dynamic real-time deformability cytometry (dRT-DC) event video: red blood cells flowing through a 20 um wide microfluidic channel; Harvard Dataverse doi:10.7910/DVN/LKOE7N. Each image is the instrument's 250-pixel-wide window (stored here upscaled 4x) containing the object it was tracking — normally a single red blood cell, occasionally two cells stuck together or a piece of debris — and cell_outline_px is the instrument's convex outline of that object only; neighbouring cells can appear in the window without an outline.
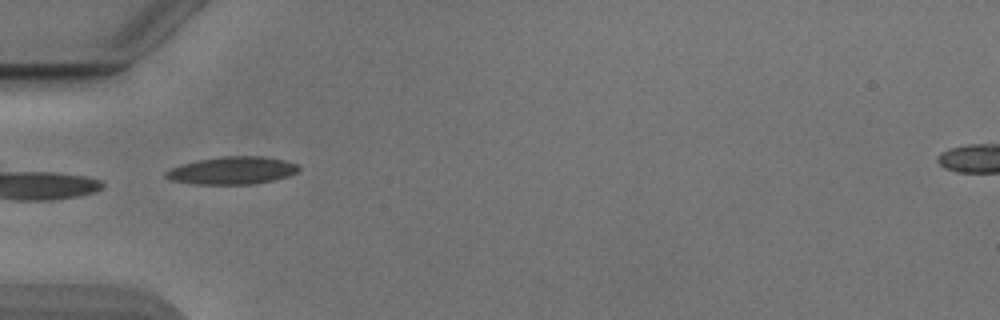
{"species": "Egyptian fruit bat (a non-hibernating species)", "species_latin": "Rousettus aegyptiacus", "temperature_condition": "cold", "stored_images_in_passage": 34, "camera_frame_rate_fps": 3000, "um_per_image_px": 0.085, "animal": {"sex": "male"}, "frame": {"image": 1, "passage_image": 1, "time_ms": 0.0, "image_size_px": [1000, 320], "cell_outline_px": [[300, 168], [296, 172], [288, 176], [272, 180], [252, 184], [192, 184], [168, 180], [164, 176], [164, 172], [180, 164], [196, 160], [220, 156], [264, 156], [288, 160], [296, 164]], "centroid_in_image_um": [19.7, 14.48], "position_along_channel_um": 65.3, "area_um2": 21.62}}
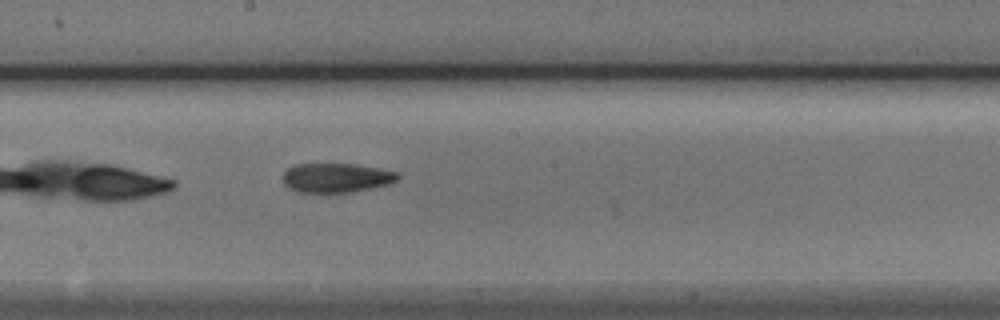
{"frame": {"image": 2, "passage_image": 13, "time_ms": 4.0, "image_size_px": [1000, 320], "cell_outline_px": [[400, 176], [396, 180], [388, 184], [352, 192], [296, 192], [288, 188], [284, 184], [284, 172], [288, 168], [296, 164], [356, 164], [396, 172]], "centroid_in_image_um": [28.55, 15.11], "position_along_channel_um": 219.7, "area_um2": 19.42}}
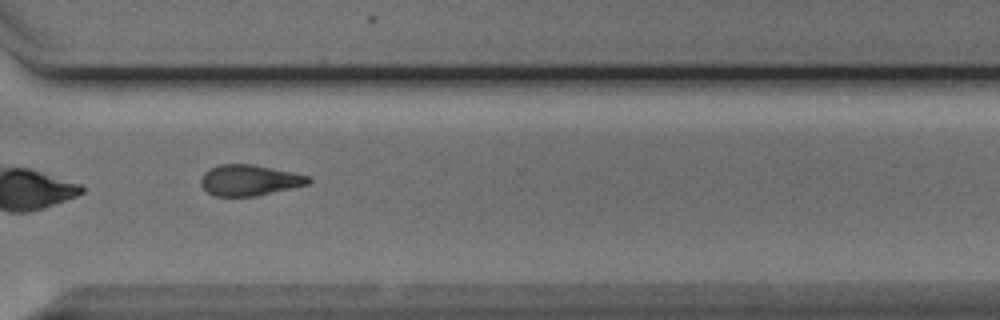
{"frame": {"image": 3, "passage_image": 23, "time_ms": 7.333, "image_size_px": [1000, 320], "cell_outline_px": [[312, 180], [308, 184], [256, 196], [216, 196], [208, 192], [200, 184], [200, 180], [204, 172], [220, 164], [252, 164], [312, 176]], "centroid_in_image_um": [21.21, 15.31], "position_along_channel_um": 349.4, "area_um2": 19.25}, "authors_computed_cell_mechanics": {"area_um2": 19.5942, "velocity_mm_per_s": 3.8999, "shape_relaxation_time_tau1_ms": null, "shape_relaxation_time_tau2_ms": 8.583, "deformation_change_tau1": null, "deformation_change_tau2": 0.1669}}